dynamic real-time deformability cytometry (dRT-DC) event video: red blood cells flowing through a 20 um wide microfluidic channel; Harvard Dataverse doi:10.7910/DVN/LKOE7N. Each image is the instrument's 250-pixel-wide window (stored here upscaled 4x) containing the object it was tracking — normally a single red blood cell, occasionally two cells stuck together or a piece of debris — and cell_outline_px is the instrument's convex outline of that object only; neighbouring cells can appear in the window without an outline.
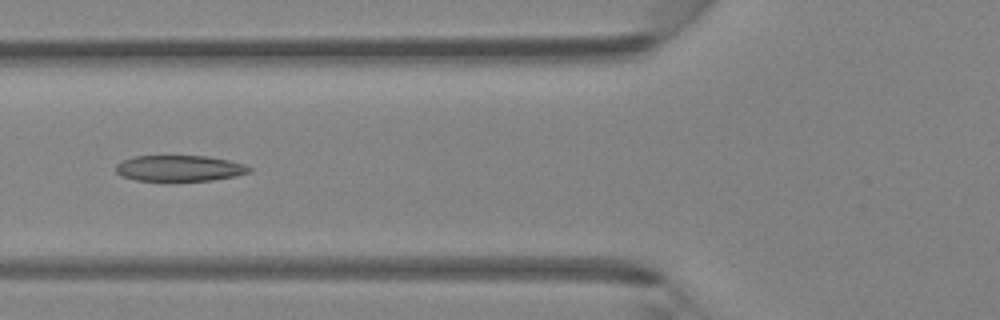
{"species": "Egyptian fruit bat (a non-hibernating species)", "species_latin": "Rousettus aegyptiacus", "temperature_condition": "room temperature", "stored_images_in_passage": 46, "camera_frame_rate_fps": 3000, "um_per_image_px": 0.085, "animal": {"sex": "female"}, "frame": {"image": 1, "passage_image": 18, "time_ms": 5.667, "image_size_px": [1000, 320], "cell_outline_px": [[252, 172], [236, 176], [212, 180], [136, 180], [120, 176], [116, 172], [116, 164], [132, 156], [208, 156], [228, 160], [244, 164], [252, 168]], "centroid_in_image_um": [15.27, 14.3], "position_along_channel_um": 110.5, "area_um2": 20.11}}
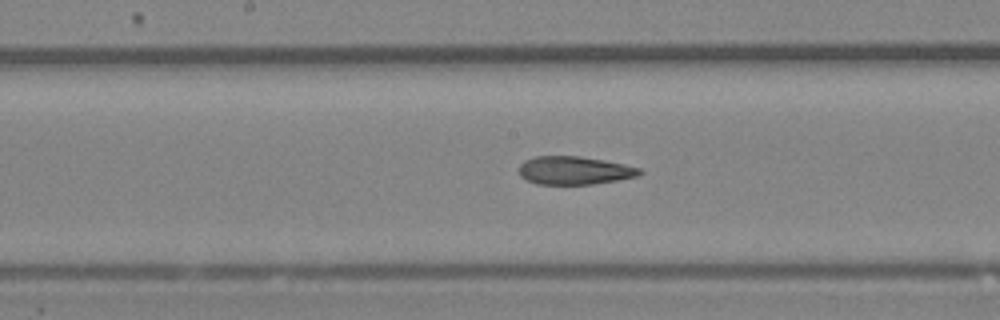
{"frame": {"image": 2, "passage_image": 24, "time_ms": 7.667, "image_size_px": [1000, 320], "cell_outline_px": [[644, 172], [636, 176], [616, 180], [592, 184], [536, 184], [520, 176], [520, 164], [524, 160], [536, 156], [580, 156], [604, 160], [624, 164], [640, 168]], "centroid_in_image_um": [48.81, 14.48], "position_along_channel_um": 199.4, "area_um2": 19.71}}
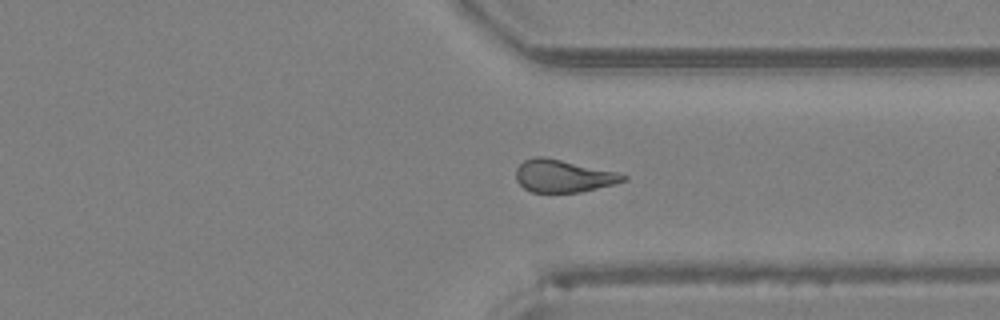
{"frame": {"image": 3, "passage_image": 35, "time_ms": 11.333, "image_size_px": [1000, 320], "cell_outline_px": [[628, 180], [580, 192], [532, 192], [524, 188], [516, 180], [516, 168], [524, 160], [536, 156], [540, 156], [560, 160], [616, 172], [628, 176]], "centroid_in_image_um": [47.84, 14.96], "position_along_channel_um": 363.6, "area_um2": 19.94}}